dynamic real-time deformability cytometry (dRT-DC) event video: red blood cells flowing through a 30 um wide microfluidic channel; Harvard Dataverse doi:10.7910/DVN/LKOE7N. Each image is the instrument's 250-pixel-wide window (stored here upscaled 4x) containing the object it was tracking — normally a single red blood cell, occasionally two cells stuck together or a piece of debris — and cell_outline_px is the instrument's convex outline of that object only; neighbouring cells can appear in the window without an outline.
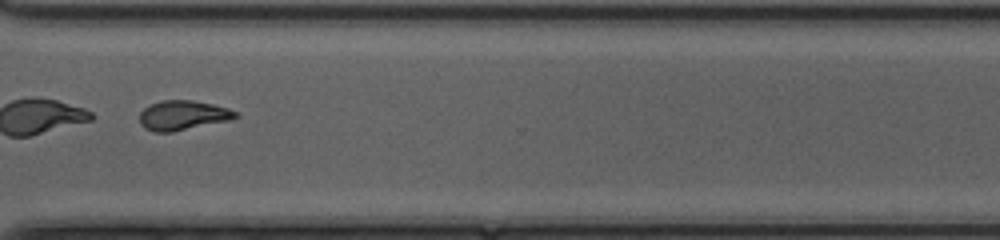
{"species": "common noctule bat (a hibernating species)", "species_latin": "Nyctalus noctula", "temperature_condition": "cold", "stored_images_in_passage": 50, "segment_of_instrument_passage": [2, 2], "camera_frame_rate_fps": 3000, "um_per_image_px": 0.085, "animal": {"sex": "female", "body_mass_g": 20.0, "forearm_length_mm": 54.0}, "frame": {"image": 1, "passage_image": 39, "time_ms": 12.667, "image_size_px": [1000, 240], "cell_outline_px": [[240, 116], [232, 120], [172, 132], [152, 132], [144, 128], [140, 124], [140, 112], [148, 104], [160, 100], [192, 100], [212, 104], [228, 108], [236, 112]], "centroid_in_image_um": [15.53, 9.8], "position_along_channel_um": 355.1, "area_um2": 16.82}}